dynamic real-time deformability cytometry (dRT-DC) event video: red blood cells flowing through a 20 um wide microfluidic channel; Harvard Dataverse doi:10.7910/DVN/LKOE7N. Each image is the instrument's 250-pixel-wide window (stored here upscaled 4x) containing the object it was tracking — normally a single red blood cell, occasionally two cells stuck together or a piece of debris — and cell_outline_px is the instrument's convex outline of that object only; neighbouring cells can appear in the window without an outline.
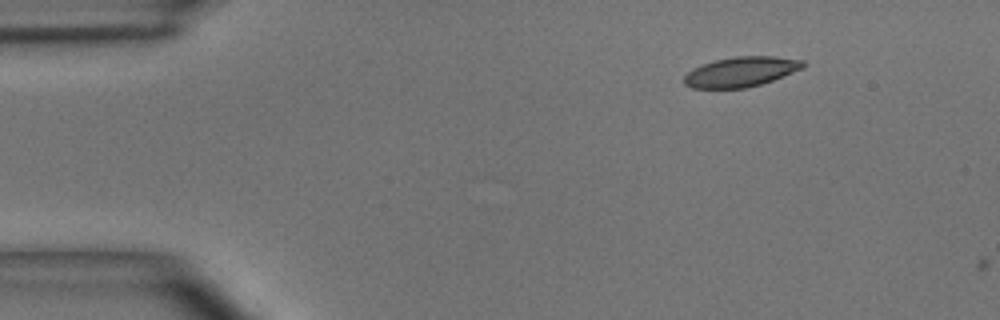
{"species": "common noctule bat (a hibernating species)", "species_latin": "Nyctalus noctula", "temperature_condition": "room temperature", "stored_images_in_passage": 2, "camera_frame_rate_fps": 3000, "um_per_image_px": 0.085, "animal": {"sex": "male", "body_mass_g": 15.6}, "frame": {"image": 1, "passage_image": 1, "time_ms": 0.0, "image_size_px": [1000, 320], "cell_outline_px": [[804, 68], [772, 80], [760, 84], [744, 88], [692, 88], [684, 84], [684, 76], [692, 68], [716, 60], [736, 56], [772, 56], [804, 60]], "centroid_in_image_um": [62.98, 6.1], "position_along_channel_um": 22.0, "area_um2": 20.58}}